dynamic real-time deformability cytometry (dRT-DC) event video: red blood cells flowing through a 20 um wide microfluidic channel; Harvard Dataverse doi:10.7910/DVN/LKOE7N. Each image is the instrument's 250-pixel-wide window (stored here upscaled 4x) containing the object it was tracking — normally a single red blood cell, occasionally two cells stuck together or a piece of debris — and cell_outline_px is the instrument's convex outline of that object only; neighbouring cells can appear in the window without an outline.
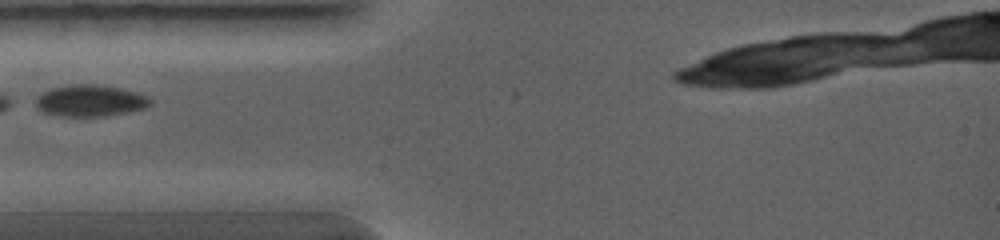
{"species": "common noctule bat (a hibernating species)", "species_latin": "Nyctalus noctula", "temperature_condition": "warm", "stored_images_in_passage": 34, "camera_frame_rate_fps": 5000, "um_per_image_px": 0.085, "animal": {"sex": "female", "body_mass_g": 19.0, "forearm_length_mm": 56.7}, "frame": {"image": 1, "passage_image": 1, "time_ms": 0.0, "image_size_px": [1000, 240], "cell_outline_px": [[152, 104], [144, 108], [104, 116], [56, 116], [40, 112], [36, 108], [36, 100], [44, 92], [52, 88], [72, 84], [92, 84], [120, 88], [136, 92], [148, 96], [152, 100]], "centroid_in_image_um": [7.65, 8.57], "position_along_channel_um": 77.4, "area_um2": 20.98}}